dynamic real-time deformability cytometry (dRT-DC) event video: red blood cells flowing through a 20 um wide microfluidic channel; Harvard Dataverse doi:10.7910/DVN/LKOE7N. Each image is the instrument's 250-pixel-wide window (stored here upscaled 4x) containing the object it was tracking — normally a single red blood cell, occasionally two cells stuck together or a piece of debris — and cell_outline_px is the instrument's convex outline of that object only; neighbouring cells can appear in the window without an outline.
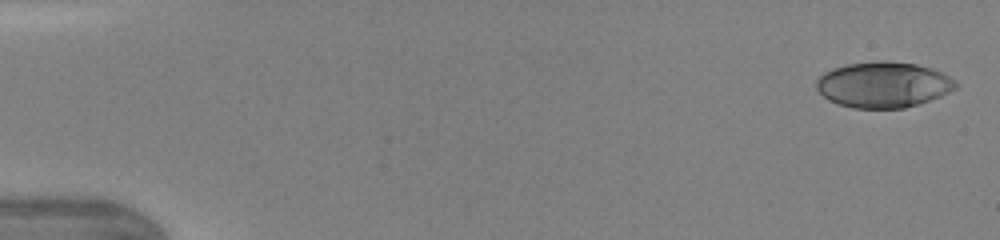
{"species": "human", "species_latin": "Homo sapiens", "temperature_condition": "warm", "stored_images_in_passage": 46, "camera_frame_rate_fps": 3000, "um_per_image_px": 0.085, "donor": {"sex": "female"}, "frame": {"image": 1, "passage_image": 1, "time_ms": 0.0, "image_size_px": [1000, 240], "cell_outline_px": [[960, 84], [956, 88], [940, 96], [920, 104], [904, 108], [852, 108], [828, 100], [816, 88], [816, 80], [824, 72], [832, 68], [848, 64], [880, 60], [884, 60], [916, 64], [932, 68], [956, 80]], "centroid_in_image_um": [75.09, 7.19], "position_along_channel_um": 9.9, "area_um2": 37.28}}
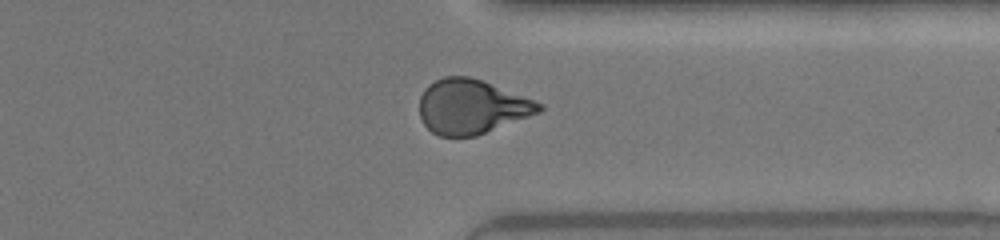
{"frame": {"image": 2, "passage_image": 36, "time_ms": 11.667, "image_size_px": [1000, 240], "cell_outline_px": [[544, 108], [540, 112], [476, 136], [440, 136], [432, 132], [424, 124], [420, 116], [420, 96], [424, 88], [428, 84], [444, 76], [468, 76], [484, 80], [544, 104]], "centroid_in_image_um": [40.08, 9.05], "position_along_channel_um": 371.3, "area_um2": 38.03}}
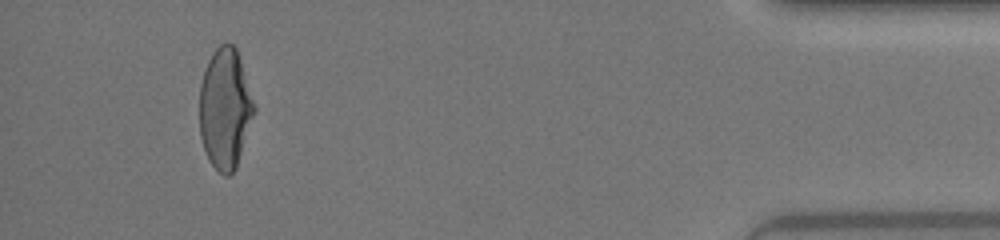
{"frame": {"image": 3, "passage_image": 43, "time_ms": 14.0, "image_size_px": [1000, 240], "cell_outline_px": [[256, 112], [236, 168], [228, 176], [224, 176], [208, 160], [200, 136], [200, 84], [204, 68], [212, 52], [220, 44], [232, 44], [236, 48], [256, 108]], "centroid_in_image_um": [19.13, 9.24], "position_along_channel_um": 416.1, "area_um2": 38.38}, "authors_computed_cell_mechanics": {"area_um2": 38.2636, "velocity_mm_per_s": 4.3786, "shape_relaxation_time_tau1_ms": 6.1863, "shape_relaxation_time_tau2_ms": 1.2654, "deformation_change_tau1": 0.2278, "deformation_change_tau2": 0.0769}}